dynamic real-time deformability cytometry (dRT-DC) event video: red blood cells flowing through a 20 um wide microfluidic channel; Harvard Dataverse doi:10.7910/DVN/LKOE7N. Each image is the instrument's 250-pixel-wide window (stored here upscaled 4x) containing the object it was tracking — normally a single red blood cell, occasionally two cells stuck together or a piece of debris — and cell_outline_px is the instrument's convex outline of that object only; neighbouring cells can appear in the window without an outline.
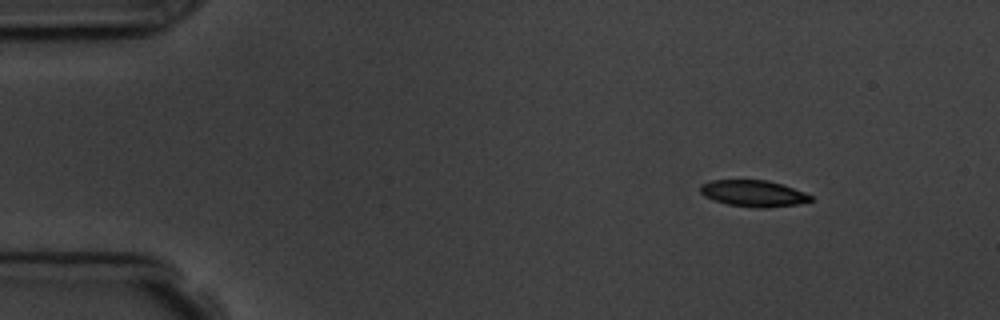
{"species": "common noctule bat (a hibernating species)", "species_latin": "Nyctalus noctula", "temperature_condition": "room temperature", "stored_images_in_passage": 3, "camera_frame_rate_fps": 3000, "um_per_image_px": 0.085, "animal": {"sex": "male", "body_mass_g": 19.5, "forearm_length_mm": 54.6}, "frame": {"image": 1, "passage_image": 1, "time_ms": 0.0, "image_size_px": [1000, 320], "cell_outline_px": [[812, 200], [800, 204], [768, 208], [756, 208], [728, 204], [704, 196], [700, 192], [700, 184], [712, 180], [768, 180], [804, 192], [812, 196]], "centroid_in_image_um": [64.04, 16.44], "position_along_channel_um": 21.0, "area_um2": 16.94}}